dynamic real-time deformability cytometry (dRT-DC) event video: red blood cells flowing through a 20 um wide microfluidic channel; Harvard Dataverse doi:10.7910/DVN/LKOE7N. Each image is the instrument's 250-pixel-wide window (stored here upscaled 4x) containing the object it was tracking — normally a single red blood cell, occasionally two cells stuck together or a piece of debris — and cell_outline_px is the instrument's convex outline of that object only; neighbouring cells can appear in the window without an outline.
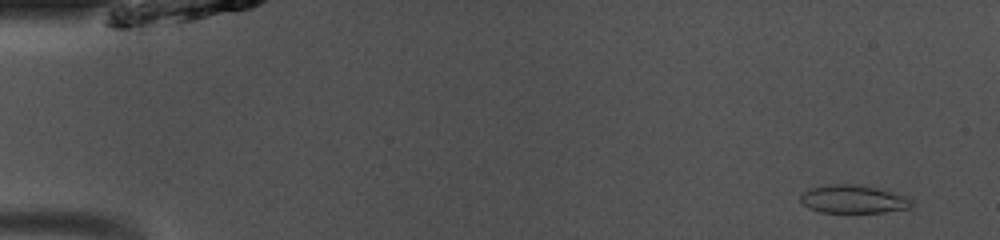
{"species": "common noctule bat (a hibernating species)", "species_latin": "Nyctalus noctula", "temperature_condition": "room temperature", "stored_images_in_passage": 48, "camera_frame_rate_fps": 3000, "um_per_image_px": 0.085, "animal": {"sex": "male", "body_mass_g": 13.0, "forearm_length_mm": 53.1}, "frame": {"image": 1, "passage_image": 3, "time_ms": 0.667, "image_size_px": [1000, 240], "cell_outline_px": [[912, 208], [884, 212], [820, 212], [808, 208], [800, 200], [800, 196], [808, 188], [828, 184], [856, 184], [876, 188], [908, 196], [912, 200]], "centroid_in_image_um": [72.54, 16.93], "position_along_channel_um": 12.5, "area_um2": 18.32}}
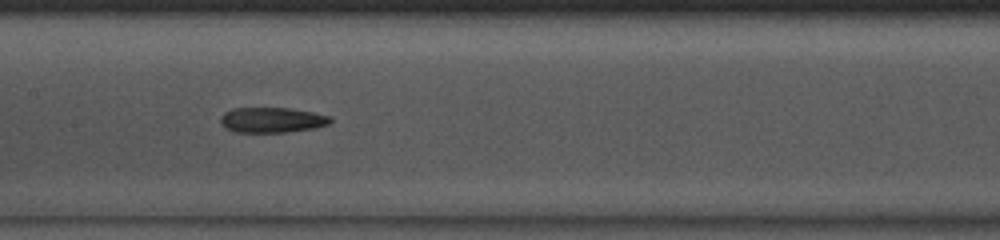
{"frame": {"image": 2, "passage_image": 24, "time_ms": 7.667, "image_size_px": [1000, 240], "cell_outline_px": [[332, 120], [328, 124], [316, 128], [284, 132], [236, 132], [224, 128], [220, 124], [220, 116], [224, 112], [232, 108], [288, 108], [312, 112], [332, 116]], "centroid_in_image_um": [23.09, 10.2], "position_along_channel_um": 184.3, "area_um2": 16.3}}
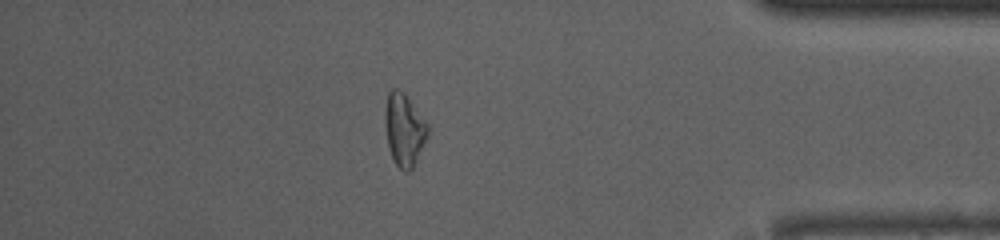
{"frame": {"image": 3, "passage_image": 42, "time_ms": 13.667, "image_size_px": [1000, 240], "cell_outline_px": [[428, 136], [412, 168], [408, 172], [404, 172], [396, 164], [388, 148], [384, 120], [384, 108], [388, 92], [392, 88], [396, 88], [404, 92], [408, 96], [428, 124]], "centroid_in_image_um": [34.34, 10.98], "position_along_channel_um": 400.9, "area_um2": 18.21}, "authors_computed_cell_mechanics": {"area_um2": 17.5134, "velocity_mm_per_s": 4.1295, "shape_relaxation_time_tau1_ms": null, "shape_relaxation_time_tau2_ms": 6.8789, "deformation_change_tau1": null, "deformation_change_tau2": 0.1632}}